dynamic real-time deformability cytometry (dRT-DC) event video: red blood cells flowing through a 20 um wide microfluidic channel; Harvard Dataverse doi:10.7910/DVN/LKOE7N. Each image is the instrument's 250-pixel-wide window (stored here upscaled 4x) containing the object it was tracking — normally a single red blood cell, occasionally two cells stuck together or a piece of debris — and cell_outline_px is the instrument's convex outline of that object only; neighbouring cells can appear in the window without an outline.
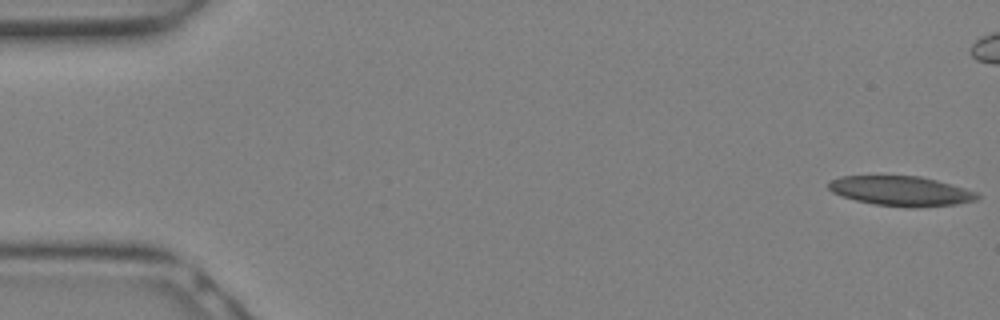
{"species": "Egyptian fruit bat (a non-hibernating species)", "species_latin": "Rousettus aegyptiacus", "temperature_condition": "warm", "stored_images_in_passage": 14, "camera_frame_rate_fps": 3000, "um_per_image_px": 0.085, "animal": {"sex": "female"}, "frame": {"image": 1, "passage_image": 1, "time_ms": 0.0, "image_size_px": [1000, 320], "cell_outline_px": [[980, 196], [976, 200], [956, 204], [912, 208], [876, 204], [856, 200], [832, 192], [828, 188], [828, 184], [832, 180], [840, 176], [920, 176], [936, 180], [964, 188], [976, 192]], "centroid_in_image_um": [76.59, 16.23], "position_along_channel_um": 8.4, "area_um2": 25.49}}
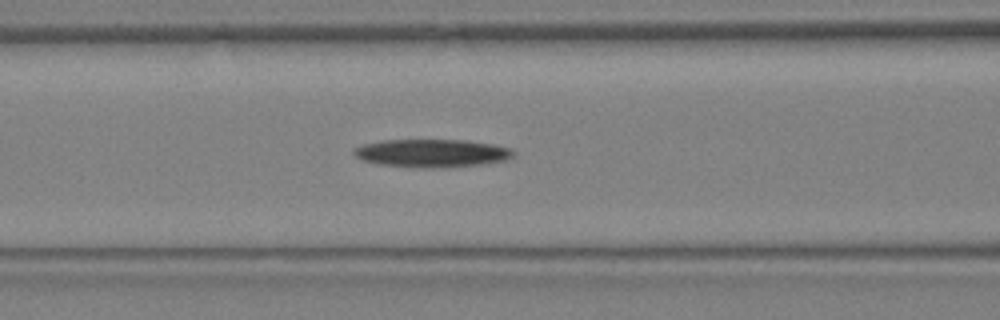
{"frame": {"image": 2, "passage_image": 12, "time_ms": 3.667, "image_size_px": [1000, 320], "cell_outline_px": [[516, 152], [512, 156], [504, 160], [480, 164], [432, 168], [380, 164], [364, 160], [356, 156], [352, 152], [352, 148], [364, 144], [380, 140], [468, 140], [492, 144], [512, 148]], "centroid_in_image_um": [36.7, 13.0], "position_along_channel_um": 129.9, "area_um2": 25.78}}
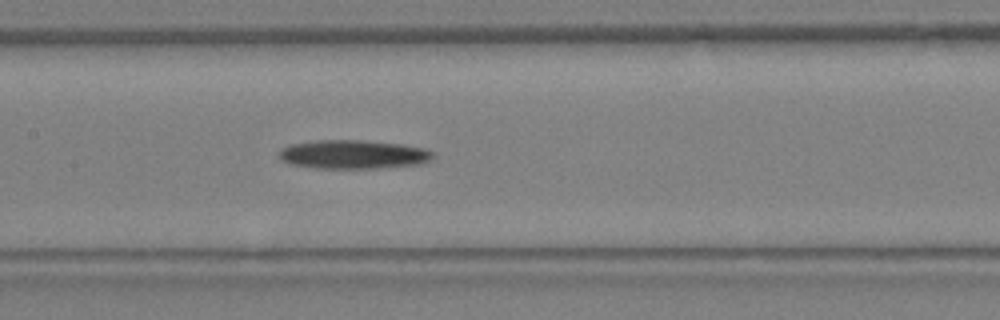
{"frame": {"image": 3, "passage_image": 14, "time_ms": 4.333, "image_size_px": [1000, 320], "cell_outline_px": [[432, 156], [428, 160], [420, 164], [376, 168], [316, 168], [292, 164], [280, 160], [280, 148], [292, 144], [316, 140], [364, 140], [400, 144], [424, 148], [432, 152]], "centroid_in_image_um": [29.99, 13.12], "position_along_channel_um": 177.4, "area_um2": 25.61}}